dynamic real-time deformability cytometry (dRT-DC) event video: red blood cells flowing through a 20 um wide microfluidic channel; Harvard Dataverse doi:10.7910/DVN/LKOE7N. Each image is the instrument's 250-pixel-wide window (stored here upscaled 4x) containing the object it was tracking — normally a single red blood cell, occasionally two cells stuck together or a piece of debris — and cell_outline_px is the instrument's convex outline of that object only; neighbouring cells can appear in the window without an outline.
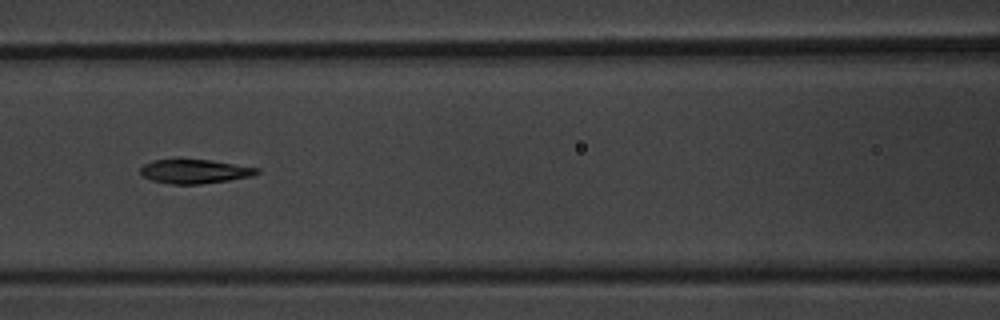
{"species": "common noctule bat (a hibernating species)", "species_latin": "Nyctalus noctula", "temperature_condition": "warm", "stored_images_in_passage": 10, "camera_frame_rate_fps": 3000, "um_per_image_px": 0.085, "animal": {"sex": "male", "body_mass_g": 20.1, "forearm_length_mm": 53.5}, "frame": {"image": 1, "passage_image": 6, "time_ms": 7.0, "image_size_px": [1000, 320], "cell_outline_px": [[260, 172], [252, 176], [228, 180], [200, 184], [172, 184], [152, 180], [144, 176], [140, 172], [140, 168], [144, 164], [152, 160], [208, 160], [260, 168]], "centroid_in_image_um": [16.56, 14.57], "position_along_channel_um": 150.0, "area_um2": 16.07}}
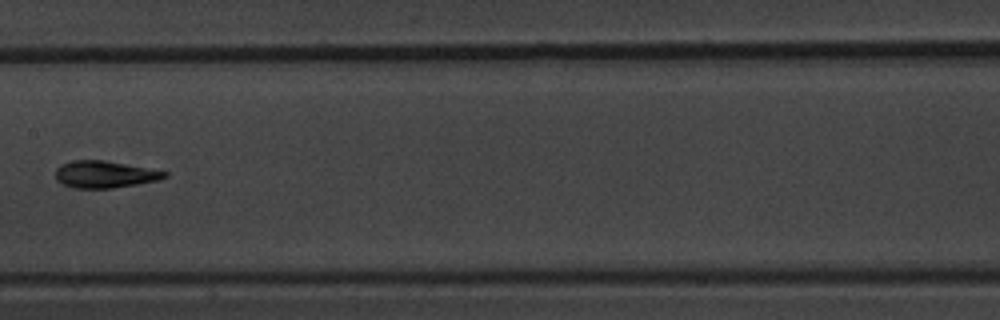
{"frame": {"image": 2, "passage_image": 7, "time_ms": 8.333, "image_size_px": [1000, 320], "cell_outline_px": [[168, 176], [160, 180], [112, 188], [72, 188], [56, 180], [56, 168], [60, 164], [72, 160], [104, 160], [168, 172]], "centroid_in_image_um": [8.88, 14.82], "position_along_channel_um": 198.5, "area_um2": 17.11}}
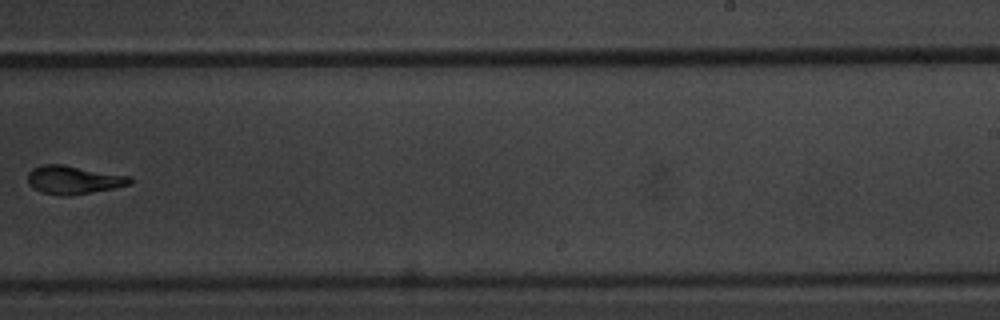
{"frame": {"image": 3, "passage_image": 9, "time_ms": 10.667, "image_size_px": [1000, 320], "cell_outline_px": [[132, 184], [112, 188], [68, 196], [40, 192], [32, 188], [28, 184], [28, 172], [32, 168], [44, 164], [60, 164], [132, 176]], "centroid_in_image_um": [6.23, 15.28], "position_along_channel_um": 282.8, "area_um2": 16.82}}